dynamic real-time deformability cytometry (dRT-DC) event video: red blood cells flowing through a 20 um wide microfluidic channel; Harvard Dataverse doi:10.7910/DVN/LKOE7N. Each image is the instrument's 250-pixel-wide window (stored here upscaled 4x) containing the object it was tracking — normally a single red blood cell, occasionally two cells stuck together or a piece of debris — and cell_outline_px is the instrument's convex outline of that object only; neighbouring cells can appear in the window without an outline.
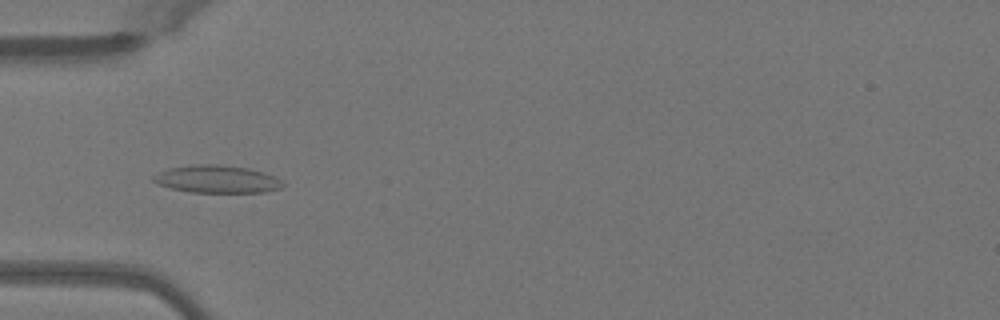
{"species": "Egyptian fruit bat (a non-hibernating species)", "species_latin": "Rousettus aegyptiacus", "temperature_condition": "warm", "stored_images_in_passage": 51, "camera_frame_rate_fps": 3000, "um_per_image_px": 0.085, "animal": {"sex": "female"}, "frame": {"image": 1, "passage_image": 17, "time_ms": 5.333, "image_size_px": [1000, 320], "cell_outline_px": [[284, 184], [280, 188], [264, 192], [188, 192], [156, 184], [152, 180], [152, 176], [168, 168], [192, 164], [220, 164], [248, 168], [272, 176], [280, 180]], "centroid_in_image_um": [18.37, 15.22], "position_along_channel_um": 66.6, "area_um2": 20.69}}
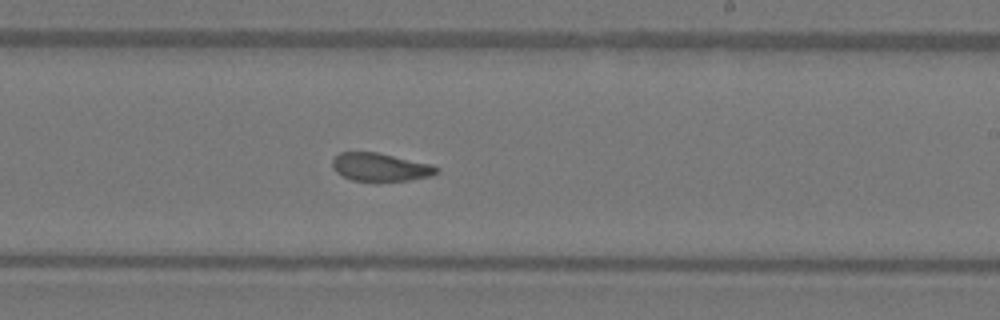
{"frame": {"image": 2, "passage_image": 31, "time_ms": 10.0, "image_size_px": [1000, 320], "cell_outline_px": [[440, 172], [432, 176], [408, 180], [376, 184], [352, 180], [336, 172], [332, 168], [332, 160], [340, 152], [376, 152], [432, 164], [440, 168]], "centroid_in_image_um": [32.35, 14.25], "position_along_channel_um": 256.6, "area_um2": 17.74}}
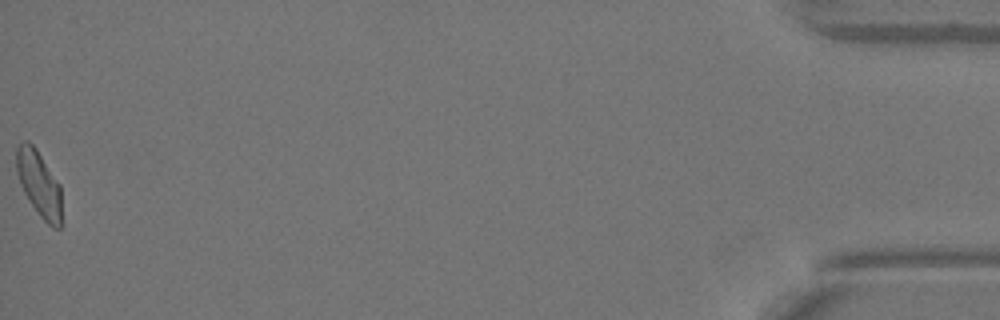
{"frame": {"image": 3, "passage_image": 51, "time_ms": 16.667, "image_size_px": [1000, 320], "cell_outline_px": [[60, 228], [52, 228], [40, 216], [24, 192], [20, 184], [16, 172], [16, 148], [24, 140], [28, 140], [36, 148], [60, 184]], "centroid_in_image_um": [3.29, 15.58], "position_along_channel_um": 431.9, "area_um2": 17.11}, "authors_computed_cell_mechanics": {"area_um2": 17.918, "velocity_mm_per_s": 4.0844, "shape_relaxation_time_tau1_ms": 6.0567, "shape_relaxation_time_tau2_ms": 1.1642, "deformation_change_tau1": 0.177, "deformation_change_tau2": 0.0709}}